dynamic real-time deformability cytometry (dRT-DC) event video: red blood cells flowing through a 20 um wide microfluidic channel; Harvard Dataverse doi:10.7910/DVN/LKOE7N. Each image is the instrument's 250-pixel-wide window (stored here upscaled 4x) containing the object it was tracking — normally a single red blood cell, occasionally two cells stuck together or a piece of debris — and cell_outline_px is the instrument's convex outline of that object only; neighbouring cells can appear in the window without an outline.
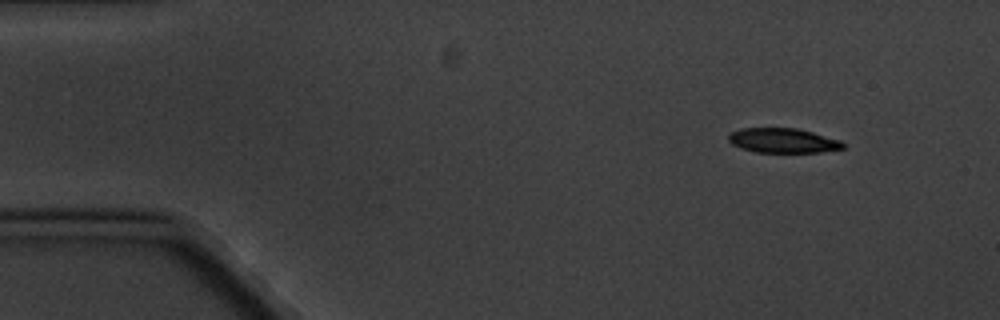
{"species": "common noctule bat (a hibernating species)", "species_latin": "Nyctalus noctula", "temperature_condition": "cold", "stored_images_in_passage": 4, "camera_frame_rate_fps": 3000, "um_per_image_px": 0.085, "animal": {"sex": "male", "body_mass_g": 20.1, "forearm_length_mm": 53.5}, "frame": {"image": 1, "passage_image": 1, "time_ms": 0.0, "image_size_px": [1000, 320], "cell_outline_px": [[844, 148], [820, 152], [756, 152], [740, 148], [732, 144], [728, 140], [728, 136], [732, 132], [740, 128], [796, 128], [812, 132], [840, 140], [844, 144]], "centroid_in_image_um": [66.53, 11.94], "position_along_channel_um": 18.5, "area_um2": 16.36}}
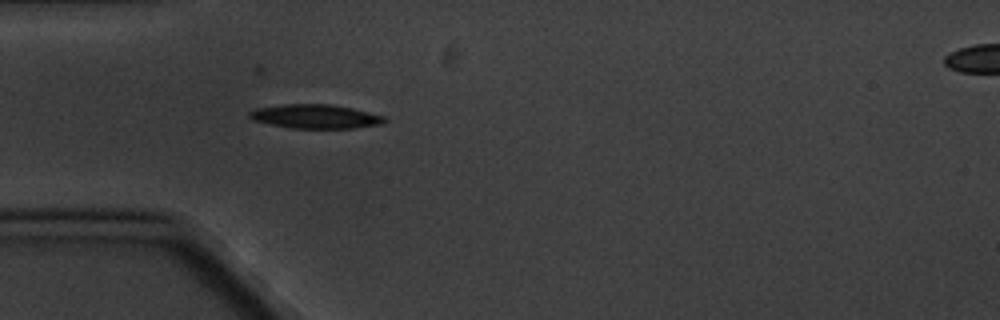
{"frame": {"image": 2, "passage_image": 4, "time_ms": 3.667, "image_size_px": [1000, 320], "cell_outline_px": [[388, 120], [384, 124], [356, 128], [292, 128], [252, 120], [248, 116], [248, 112], [256, 108], [284, 104], [328, 104], [352, 108], [384, 116]], "centroid_in_image_um": [26.83, 9.9], "position_along_channel_um": 58.2, "area_um2": 18.9}}